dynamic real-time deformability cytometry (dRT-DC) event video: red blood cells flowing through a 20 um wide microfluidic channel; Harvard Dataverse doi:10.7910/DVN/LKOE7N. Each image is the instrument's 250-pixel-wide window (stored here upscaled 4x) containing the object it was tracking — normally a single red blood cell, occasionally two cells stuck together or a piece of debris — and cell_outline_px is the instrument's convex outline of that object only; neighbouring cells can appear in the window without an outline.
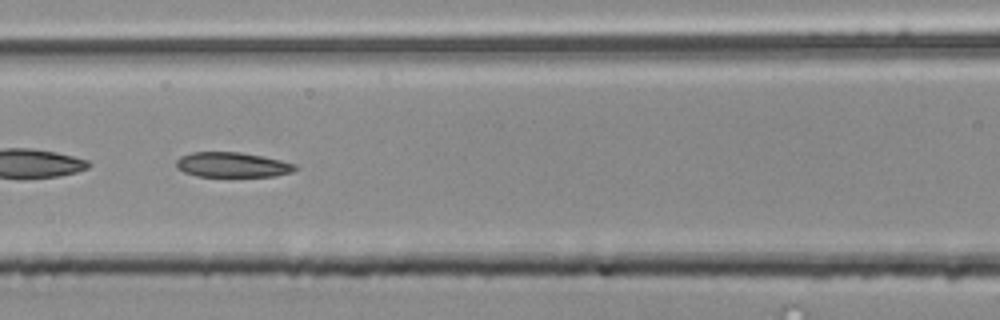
{"species": "common noctule bat (a hibernating species)", "species_latin": "Nyctalus noctula", "temperature_condition": "room temperature", "stored_images_in_passage": 54, "segment_of_instrument_passage": [2, 2], "camera_frame_rate_fps": 3000, "um_per_image_px": 0.085, "animal": {"sex": "male", "body_mass_g": 20.4}, "frame": {"image": 1, "passage_image": 24, "time_ms": 7.667, "image_size_px": [1000, 320], "cell_outline_px": [[300, 168], [292, 172], [276, 176], [196, 176], [184, 172], [176, 168], [176, 160], [180, 156], [192, 152], [240, 152], [280, 160], [296, 164]], "centroid_in_image_um": [19.75, 14.01], "position_along_channel_um": 146.9, "area_um2": 17.34}}
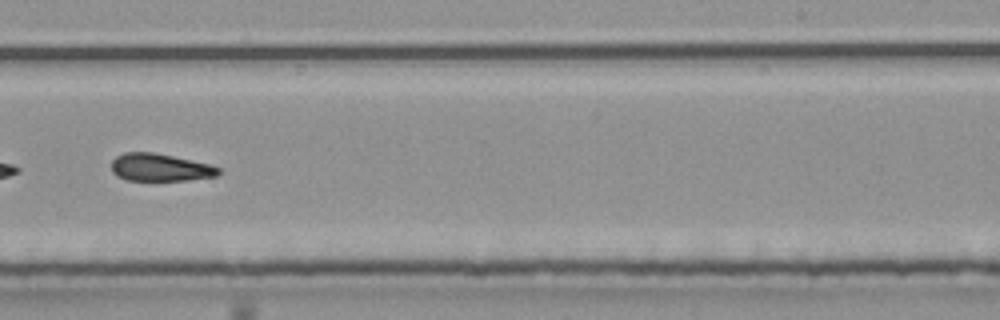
{"frame": {"image": 2, "passage_image": 34, "time_ms": 11.0, "image_size_px": [1000, 320], "cell_outline_px": [[220, 172], [216, 176], [188, 180], [128, 180], [116, 176], [112, 172], [112, 160], [116, 156], [124, 152], [152, 152], [172, 156], [208, 164], [220, 168]], "centroid_in_image_um": [13.57, 14.23], "position_along_channel_um": 275.4, "area_um2": 17.05}}
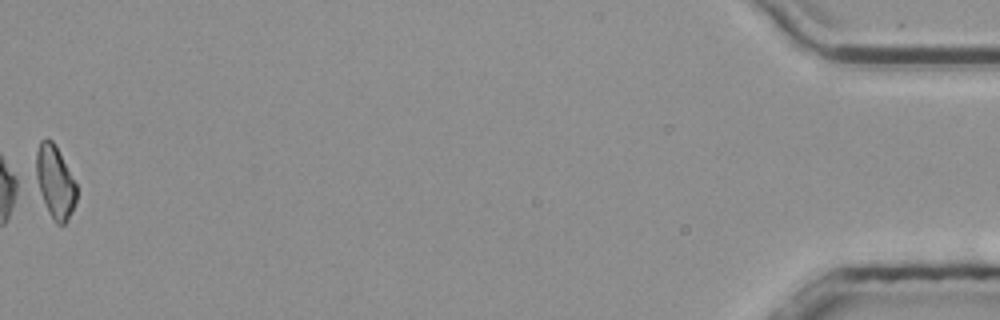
{"frame": {"image": 3, "passage_image": 54, "time_ms": 17.667, "image_size_px": [1000, 320], "cell_outline_px": [[76, 200], [72, 212], [68, 220], [64, 224], [56, 224], [52, 220], [48, 212], [32, 176], [36, 152], [40, 140], [48, 136], [56, 144], [76, 184]], "centroid_in_image_um": [4.61, 15.42], "position_along_channel_um": 430.6, "area_um2": 17.92}}